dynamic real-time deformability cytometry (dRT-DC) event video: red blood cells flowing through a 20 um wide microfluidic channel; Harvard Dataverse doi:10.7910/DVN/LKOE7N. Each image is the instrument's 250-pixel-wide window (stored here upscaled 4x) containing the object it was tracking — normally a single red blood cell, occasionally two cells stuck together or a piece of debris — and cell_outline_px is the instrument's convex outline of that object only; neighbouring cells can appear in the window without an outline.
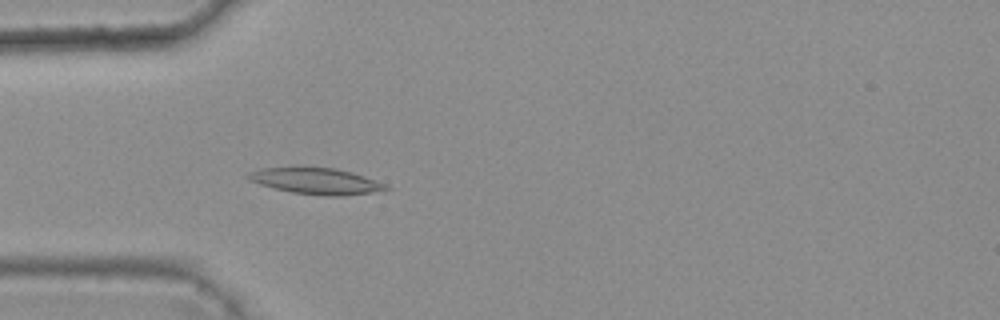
{"species": "common noctule bat (a hibernating species)", "species_latin": "Nyctalus noctula", "temperature_condition": "warm", "stored_images_in_passage": 4, "camera_frame_rate_fps": 3000, "um_per_image_px": 0.085, "animal": {"sex": "female", "body_mass_g": 25.1}, "frame": {"image": 1, "passage_image": 4, "time_ms": 1.0, "image_size_px": [1000, 320], "cell_outline_px": [[392, 188], [372, 192], [344, 196], [328, 196], [292, 192], [260, 184], [248, 180], [244, 176], [252, 172], [264, 168], [336, 168], [352, 172], [364, 176], [384, 184]], "centroid_in_image_um": [26.89, 15.4], "position_along_channel_um": 58.1, "area_um2": 20.52}}